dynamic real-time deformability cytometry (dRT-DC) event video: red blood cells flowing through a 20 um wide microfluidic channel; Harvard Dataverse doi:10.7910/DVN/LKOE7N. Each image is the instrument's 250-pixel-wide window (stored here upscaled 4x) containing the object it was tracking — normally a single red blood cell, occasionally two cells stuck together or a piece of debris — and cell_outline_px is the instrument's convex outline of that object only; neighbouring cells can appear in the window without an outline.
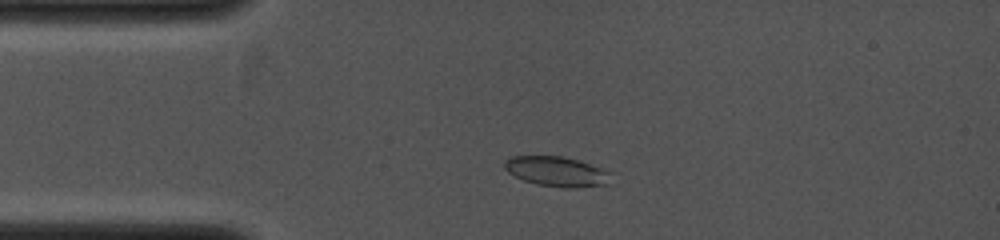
{"species": "common noctule bat (a hibernating species)", "species_latin": "Nyctalus noctula", "temperature_condition": "cold", "stored_images_in_passage": 7, "camera_frame_rate_fps": 4000, "um_per_image_px": 0.085, "animal": {"sex": "female", "body_mass_g": 19.0, "forearm_length_mm": 53.3}, "frame": {"image": 1, "passage_image": 4, "time_ms": 1.25, "image_size_px": [1000, 240], "cell_outline_px": [[612, 168], [608, 184], [576, 188], [568, 188], [536, 184], [524, 180], [508, 172], [504, 168], [504, 160], [512, 156], [564, 156]], "centroid_in_image_um": [47.42, 14.56], "position_along_channel_um": 37.6, "area_um2": 19.07}}
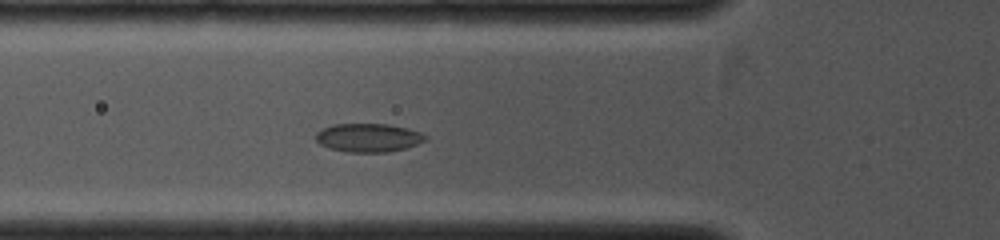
{"frame": {"image": 2, "passage_image": 7, "time_ms": 2.75, "image_size_px": [1000, 240], "cell_outline_px": [[428, 136], [424, 140], [416, 144], [404, 148], [388, 152], [348, 152], [332, 148], [320, 144], [316, 140], [316, 132], [332, 124], [388, 124], [408, 128], [420, 132]], "centroid_in_image_um": [31.31, 11.69], "position_along_channel_um": 94.5, "area_um2": 18.03}}